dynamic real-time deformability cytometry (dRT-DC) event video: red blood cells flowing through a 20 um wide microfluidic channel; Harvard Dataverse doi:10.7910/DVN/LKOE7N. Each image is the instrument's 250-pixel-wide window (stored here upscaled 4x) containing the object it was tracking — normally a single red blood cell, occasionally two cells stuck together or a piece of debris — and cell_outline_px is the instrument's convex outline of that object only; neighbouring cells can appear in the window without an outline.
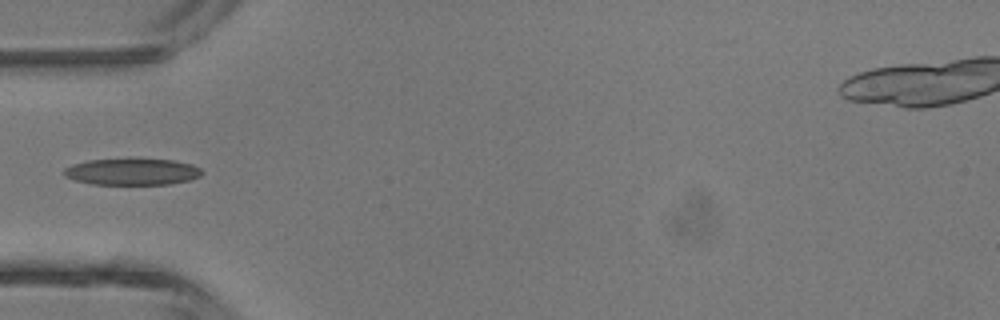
{"species": "common noctule bat (a hibernating species)", "species_latin": "Nyctalus noctula", "temperature_condition": "room temperature", "stored_images_in_passage": 3, "camera_frame_rate_fps": 3000, "um_per_image_px": 0.085, "animal": {"sex": "male", "body_mass_g": 13.3}, "frame": {"image": 1, "passage_image": 3, "time_ms": 2.333, "image_size_px": [1000, 320], "cell_outline_px": [[204, 172], [200, 176], [192, 180], [168, 184], [92, 184], [76, 180], [64, 176], [64, 168], [72, 164], [88, 160], [128, 156], [132, 156], [176, 160], [192, 164], [200, 168]], "centroid_in_image_um": [11.26, 14.54], "position_along_channel_um": 73.7, "area_um2": 22.43}}